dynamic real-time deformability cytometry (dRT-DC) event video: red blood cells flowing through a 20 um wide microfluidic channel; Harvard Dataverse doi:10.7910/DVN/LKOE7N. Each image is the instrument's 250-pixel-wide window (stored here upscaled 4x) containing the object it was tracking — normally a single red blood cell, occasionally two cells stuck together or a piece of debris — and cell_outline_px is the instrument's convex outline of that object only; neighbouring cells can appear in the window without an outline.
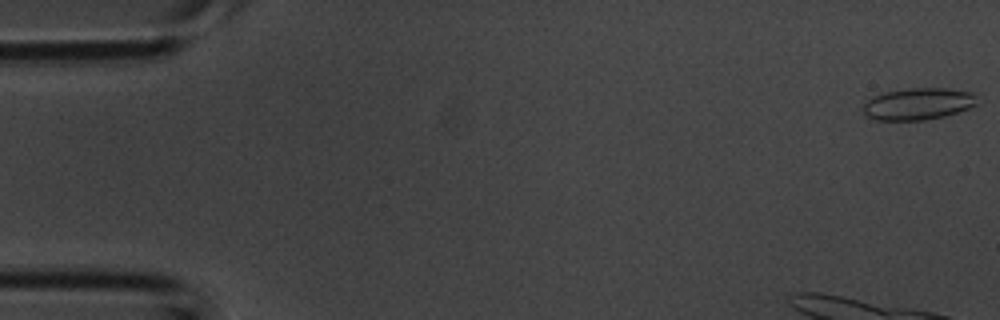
{"species": "common noctule bat (a hibernating species)", "species_latin": "Nyctalus noctula", "temperature_condition": "room temperature", "stored_images_in_passage": 10, "camera_frame_rate_fps": 3000, "um_per_image_px": 0.085, "animal": {"sex": "male", "body_mass_g": 20.1, "forearm_length_mm": 53.5}, "frame": {"image": 1, "passage_image": 1, "time_ms": 0.0, "image_size_px": [1000, 320], "cell_outline_px": [[980, 92], [976, 104], [968, 108], [944, 116], [924, 120], [876, 120], [864, 116], [860, 108], [872, 96], [884, 92], [908, 88], [948, 88]], "centroid_in_image_um": [78.05, 8.81], "position_along_channel_um": 7.0, "area_um2": 21.68}}